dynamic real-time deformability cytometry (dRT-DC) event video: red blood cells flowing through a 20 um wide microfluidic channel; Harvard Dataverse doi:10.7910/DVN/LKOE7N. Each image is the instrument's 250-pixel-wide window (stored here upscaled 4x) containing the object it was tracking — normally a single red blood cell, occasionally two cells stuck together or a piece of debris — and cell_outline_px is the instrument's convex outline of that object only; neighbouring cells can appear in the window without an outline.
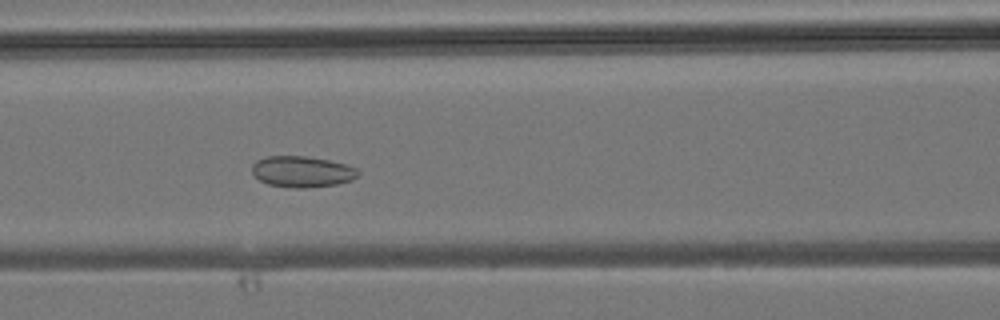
{"species": "common noctule bat (a hibernating species)", "species_latin": "Nyctalus noctula", "temperature_condition": "room temperature", "stored_images_in_passage": 30, "camera_frame_rate_fps": 3000, "um_per_image_px": 0.085, "animal": {"sex": "male", "body_mass_g": 19.2, "forearm_length_mm": 51.8}, "frame": {"image": 1, "passage_image": 5, "time_ms": 1.333, "image_size_px": [1000, 320], "cell_outline_px": [[360, 176], [352, 180], [336, 184], [308, 188], [292, 188], [268, 184], [260, 180], [252, 172], [252, 164], [256, 160], [268, 156], [308, 156], [328, 160], [344, 164], [356, 168], [360, 172]], "centroid_in_image_um": [25.69, 14.59], "position_along_channel_um": 140.9, "area_um2": 19.31}}
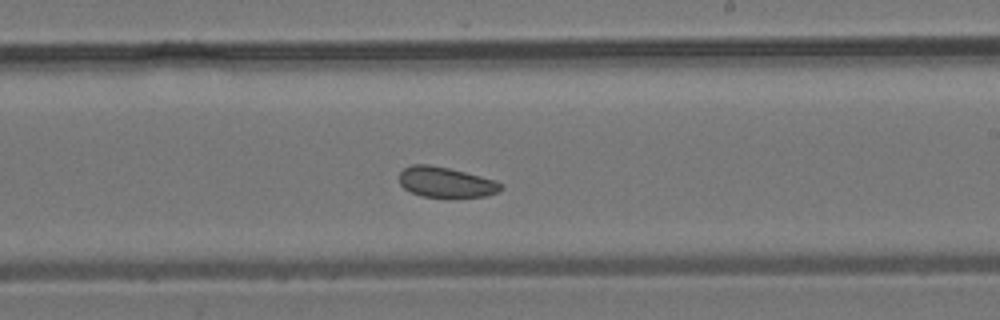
{"frame": {"image": 2, "passage_image": 12, "time_ms": 3.667, "image_size_px": [1000, 320], "cell_outline_px": [[504, 188], [488, 196], [420, 196], [408, 192], [400, 184], [400, 172], [404, 168], [412, 164], [428, 164], [448, 168], [496, 180], [504, 184]], "centroid_in_image_um": [37.89, 15.48], "position_along_channel_um": 251.1, "area_um2": 17.86}}
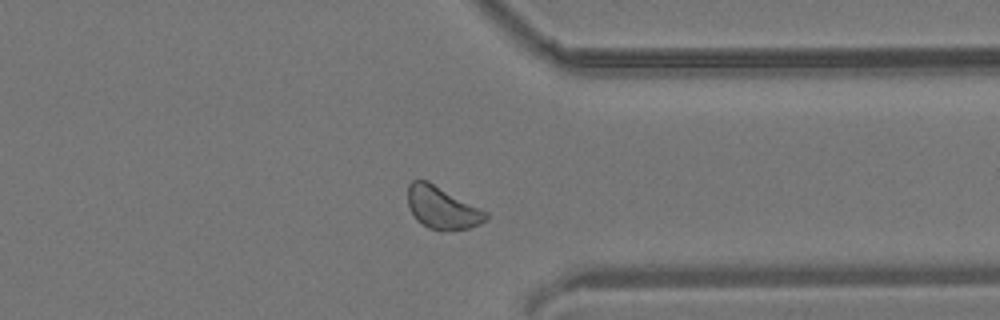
{"frame": {"image": 3, "passage_image": 20, "time_ms": 6.333, "image_size_px": [1000, 320], "cell_outline_px": [[488, 216], [480, 224], [468, 228], [448, 232], [440, 232], [428, 228], [416, 220], [408, 208], [408, 184], [412, 180], [428, 180], [488, 212]], "centroid_in_image_um": [37.56, 17.68], "position_along_channel_um": 373.8, "area_um2": 19.65}}